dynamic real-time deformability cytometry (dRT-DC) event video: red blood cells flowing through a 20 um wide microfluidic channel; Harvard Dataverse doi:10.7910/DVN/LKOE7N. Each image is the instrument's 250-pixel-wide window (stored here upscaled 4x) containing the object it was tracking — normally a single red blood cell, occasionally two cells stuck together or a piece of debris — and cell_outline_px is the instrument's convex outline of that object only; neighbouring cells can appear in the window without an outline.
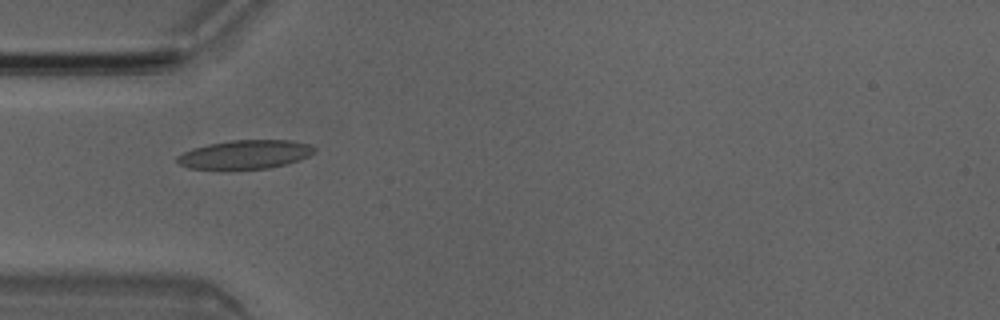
{"species": "Egyptian fruit bat (a non-hibernating species)", "species_latin": "Rousettus aegyptiacus", "temperature_condition": "room temperature", "stored_images_in_passage": 34, "camera_frame_rate_fps": 3000, "um_per_image_px": 0.085, "animal": {"sex": "male"}, "frame": {"image": 1, "passage_image": 6, "time_ms": 1.667, "image_size_px": [1000, 320], "cell_outline_px": [[316, 152], [308, 156], [284, 164], [268, 168], [188, 168], [176, 164], [176, 156], [192, 148], [208, 144], [232, 140], [292, 140], [312, 144], [316, 148]], "centroid_in_image_um": [20.83, 13.11], "position_along_channel_um": 64.2, "area_um2": 22.83}}
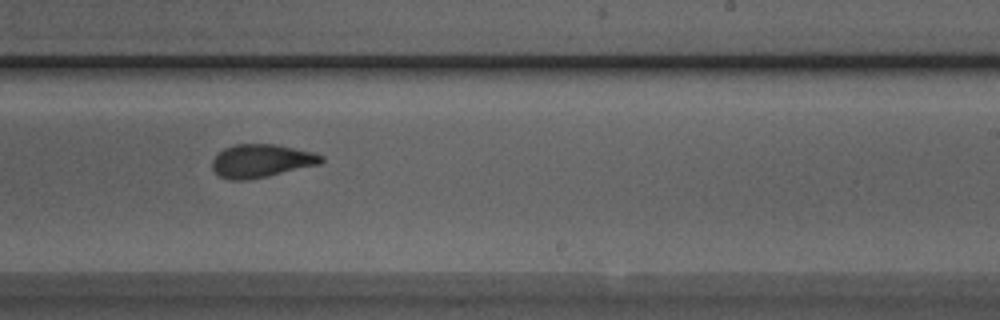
{"frame": {"image": 2, "passage_image": 21, "time_ms": 6.667, "image_size_px": [1000, 320], "cell_outline_px": [[324, 160], [320, 164], [268, 176], [248, 180], [228, 180], [220, 176], [212, 168], [212, 160], [224, 148], [236, 144], [276, 144], [312, 152], [324, 156]], "centroid_in_image_um": [22.22, 13.68], "position_along_channel_um": 266.8, "area_um2": 21.04}}
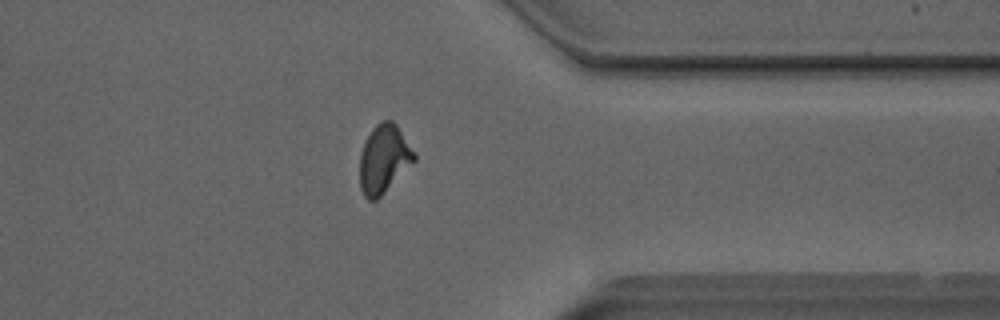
{"frame": {"image": 3, "passage_image": 30, "time_ms": 9.667, "image_size_px": [1000, 320], "cell_outline_px": [[416, 160], [376, 200], [368, 200], [364, 196], [360, 188], [360, 152], [372, 128], [380, 120], [392, 120], [396, 124], [416, 152]], "centroid_in_image_um": [32.63, 13.49], "position_along_channel_um": 378.8, "area_um2": 21.68}, "authors_computed_cell_mechanics": {"area_um2": 21.675, "velocity_mm_per_s": 4.0537, "shape_relaxation_time_tau1_ms": 5.3486, "shape_relaxation_time_tau2_ms": 1.6373, "deformation_change_tau1": 0.1692, "deformation_change_tau2": 0.078}}